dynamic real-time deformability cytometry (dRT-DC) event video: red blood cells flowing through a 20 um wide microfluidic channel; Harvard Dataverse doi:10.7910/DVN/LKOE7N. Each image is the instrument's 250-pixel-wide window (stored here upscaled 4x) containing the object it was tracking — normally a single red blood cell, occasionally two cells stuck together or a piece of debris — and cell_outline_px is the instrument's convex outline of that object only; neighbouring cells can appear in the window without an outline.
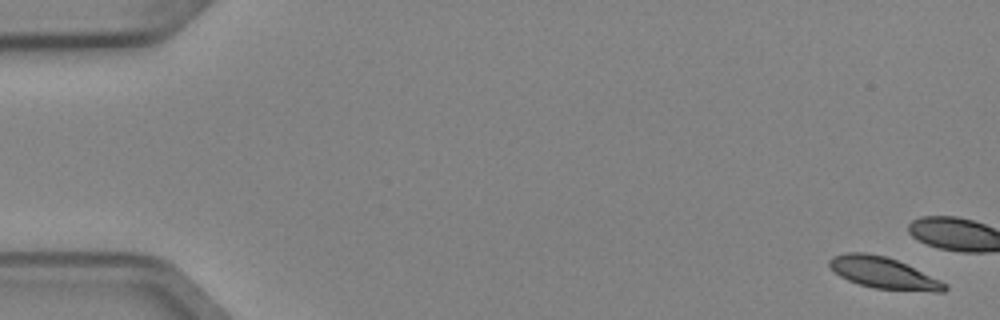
{"species": "Egyptian fruit bat (a non-hibernating species)", "species_latin": "Rousettus aegyptiacus", "temperature_condition": "cold", "stored_images_in_passage": 5, "camera_frame_rate_fps": 3000, "um_per_image_px": 0.085, "animal": {"sex": "female"}, "frame": {"image": 1, "passage_image": 1, "time_ms": 0.0, "image_size_px": [1000, 320], "cell_outline_px": [[948, 288], [944, 292], [932, 292], [872, 288], [848, 280], [840, 276], [828, 264], [828, 260], [832, 256], [844, 252], [868, 252], [884, 256], [896, 260], [940, 280], [948, 284]], "centroid_in_image_um": [75.09, 23.2], "position_along_channel_um": 9.9, "area_um2": 21.1}}